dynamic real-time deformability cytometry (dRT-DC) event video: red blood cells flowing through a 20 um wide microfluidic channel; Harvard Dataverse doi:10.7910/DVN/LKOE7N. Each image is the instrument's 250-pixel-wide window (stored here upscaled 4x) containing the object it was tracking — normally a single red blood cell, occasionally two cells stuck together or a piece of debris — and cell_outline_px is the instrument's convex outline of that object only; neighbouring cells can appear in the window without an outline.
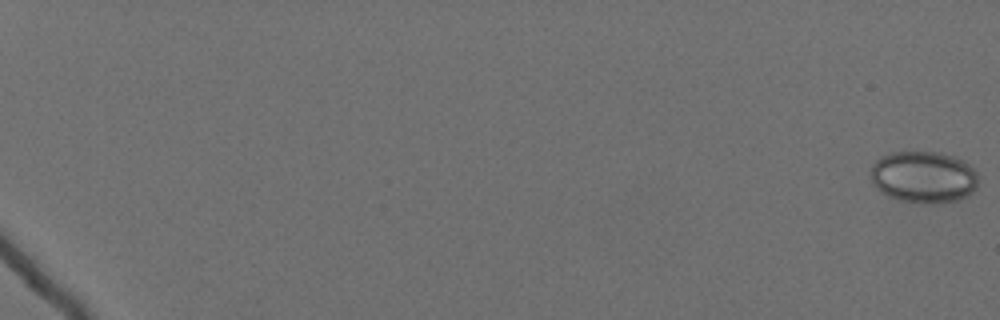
{"species": "Egyptian fruit bat (a non-hibernating species)", "species_latin": "Rousettus aegyptiacus", "temperature_condition": "cold", "stored_images_in_passage": 62, "camera_frame_rate_fps": 3000, "um_per_image_px": 0.085, "animal": {"sex": "female"}, "frame": {"image": 1, "passage_image": 1, "time_ms": 0.0, "image_size_px": [1000, 320], "cell_outline_px": [[976, 188], [972, 192], [956, 200], [932, 204], [900, 200], [888, 196], [880, 192], [872, 184], [872, 164], [880, 156], [888, 152], [940, 152], [952, 156], [968, 164], [976, 172]], "centroid_in_image_um": [78.45, 15.04], "position_along_channel_um": 6.5, "area_um2": 32.31}}
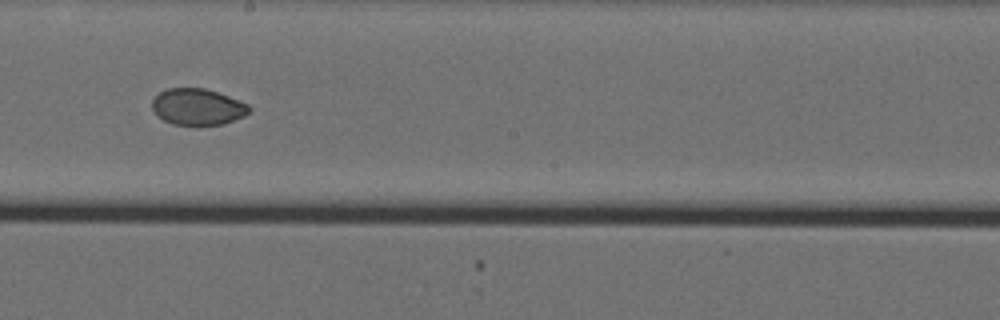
{"frame": {"image": 2, "passage_image": 40, "time_ms": 13.0, "image_size_px": [1000, 320], "cell_outline_px": [[252, 108], [244, 116], [224, 124], [200, 128], [172, 124], [164, 120], [152, 108], [152, 100], [160, 92], [168, 88], [204, 88], [228, 96], [248, 104]], "centroid_in_image_um": [16.82, 9.13], "position_along_channel_um": 231.4, "area_um2": 20.98}}
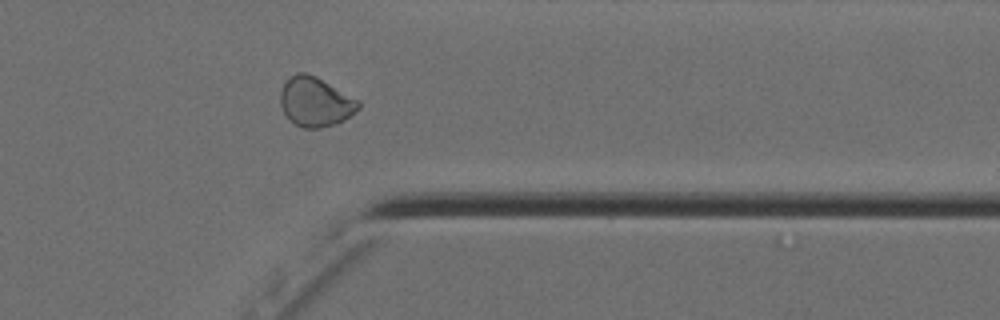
{"frame": {"image": 3, "passage_image": 53, "time_ms": 17.333, "image_size_px": [1000, 320], "cell_outline_px": [[360, 108], [356, 112], [344, 120], [336, 124], [320, 128], [304, 128], [288, 120], [280, 104], [280, 92], [284, 84], [296, 72], [304, 72], [316, 76], [360, 100]], "centroid_in_image_um": [26.83, 8.66], "position_along_channel_um": 384.6, "area_um2": 22.6}}